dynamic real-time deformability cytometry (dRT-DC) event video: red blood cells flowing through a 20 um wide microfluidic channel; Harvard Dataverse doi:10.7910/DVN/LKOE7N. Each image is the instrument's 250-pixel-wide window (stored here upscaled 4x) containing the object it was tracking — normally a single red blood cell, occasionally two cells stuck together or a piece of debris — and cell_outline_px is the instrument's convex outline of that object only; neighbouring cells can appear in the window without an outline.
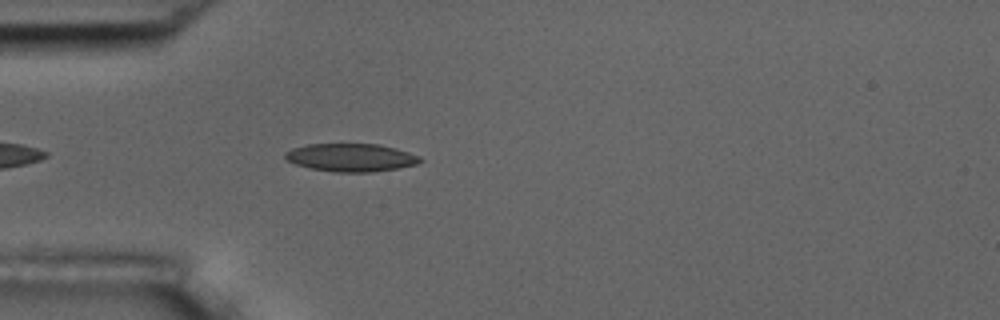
{"species": "common noctule bat (a hibernating species)", "species_latin": "Nyctalus noctula", "temperature_condition": "room temperature", "stored_images_in_passage": 25, "camera_frame_rate_fps": 3000, "um_per_image_px": 0.085, "animal": {"sex": "male", "body_mass_g": 17.5, "forearm_length_mm": 52.3}, "frame": {"image": 1, "passage_image": 5, "time_ms": 1.333, "image_size_px": [1000, 320], "cell_outline_px": [[424, 160], [416, 164], [396, 168], [372, 172], [332, 172], [308, 168], [284, 160], [284, 152], [292, 148], [308, 144], [380, 144], [396, 148], [420, 156]], "centroid_in_image_um": [29.79, 13.39], "position_along_channel_um": 55.2, "area_um2": 22.2}}
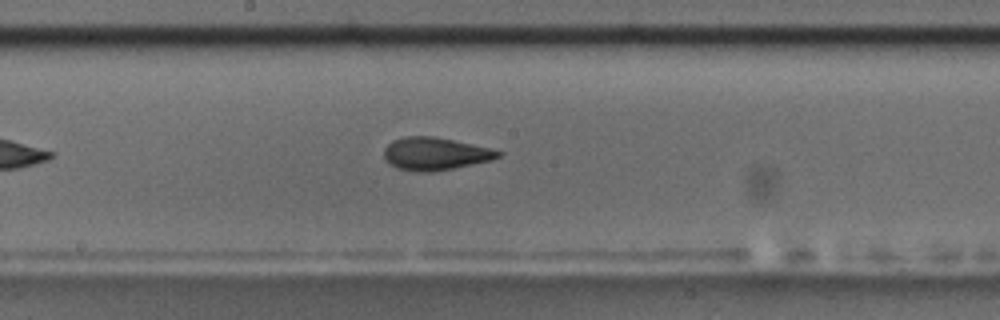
{"frame": {"image": 2, "passage_image": 18, "time_ms": 5.667, "image_size_px": [1000, 320], "cell_outline_px": [[504, 152], [500, 156], [492, 160], [432, 172], [416, 172], [396, 168], [384, 160], [384, 148], [392, 140], [404, 136], [432, 136], [492, 148]], "centroid_in_image_um": [36.96, 13.07], "position_along_channel_um": 211.2, "area_um2": 21.85}}
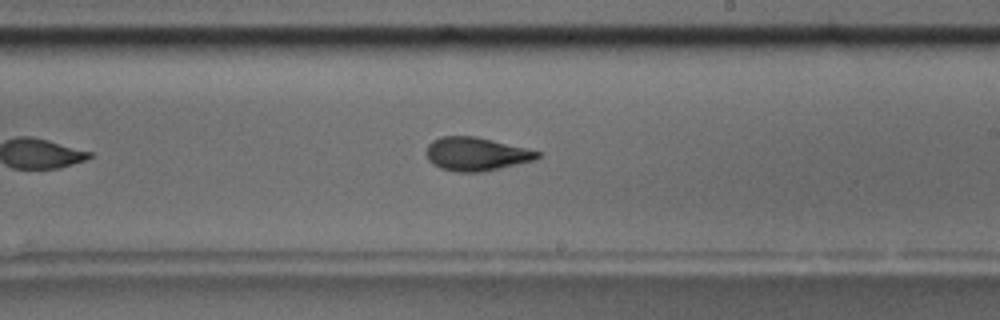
{"frame": {"image": 3, "passage_image": 21, "time_ms": 6.667, "image_size_px": [1000, 320], "cell_outline_px": [[540, 156], [536, 160], [484, 172], [456, 172], [440, 168], [432, 164], [428, 160], [424, 152], [428, 144], [432, 140], [440, 136], [476, 136], [540, 152]], "centroid_in_image_um": [40.42, 13.1], "position_along_channel_um": 248.6, "area_um2": 21.85}}